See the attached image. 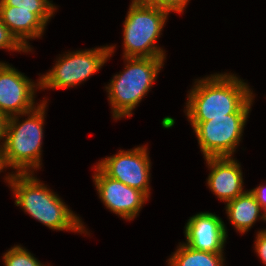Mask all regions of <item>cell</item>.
<instances>
[{"label":"cell","instance_id":"8992f818","mask_svg":"<svg viewBox=\"0 0 266 266\" xmlns=\"http://www.w3.org/2000/svg\"><path fill=\"white\" fill-rule=\"evenodd\" d=\"M116 46L67 52L57 59L55 66L40 76L39 89L71 88L95 74L114 53Z\"/></svg>","mask_w":266,"mask_h":266},{"label":"cell","instance_id":"277c9868","mask_svg":"<svg viewBox=\"0 0 266 266\" xmlns=\"http://www.w3.org/2000/svg\"><path fill=\"white\" fill-rule=\"evenodd\" d=\"M125 70L113 76L106 90L113 118L131 117L133 109L147 95L165 57H126Z\"/></svg>","mask_w":266,"mask_h":266},{"label":"cell","instance_id":"3957f363","mask_svg":"<svg viewBox=\"0 0 266 266\" xmlns=\"http://www.w3.org/2000/svg\"><path fill=\"white\" fill-rule=\"evenodd\" d=\"M46 103L43 100L26 112L28 117L22 122L20 114L8 117L3 155L6 166L16 169V173H34L41 167Z\"/></svg>","mask_w":266,"mask_h":266},{"label":"cell","instance_id":"2e32d148","mask_svg":"<svg viewBox=\"0 0 266 266\" xmlns=\"http://www.w3.org/2000/svg\"><path fill=\"white\" fill-rule=\"evenodd\" d=\"M0 6H13L15 9L32 10L46 25L57 9L49 0H0Z\"/></svg>","mask_w":266,"mask_h":266},{"label":"cell","instance_id":"ba28073f","mask_svg":"<svg viewBox=\"0 0 266 266\" xmlns=\"http://www.w3.org/2000/svg\"><path fill=\"white\" fill-rule=\"evenodd\" d=\"M147 149L144 145L127 151L120 150L98 162L97 166L110 178L142 191L149 198L151 163Z\"/></svg>","mask_w":266,"mask_h":266},{"label":"cell","instance_id":"9c48e42d","mask_svg":"<svg viewBox=\"0 0 266 266\" xmlns=\"http://www.w3.org/2000/svg\"><path fill=\"white\" fill-rule=\"evenodd\" d=\"M40 88L23 73L0 62V112L6 117L25 113L33 110L35 106V91Z\"/></svg>","mask_w":266,"mask_h":266},{"label":"cell","instance_id":"30bf717a","mask_svg":"<svg viewBox=\"0 0 266 266\" xmlns=\"http://www.w3.org/2000/svg\"><path fill=\"white\" fill-rule=\"evenodd\" d=\"M93 182L106 208L123 219H134L148 197L137 189L107 176L97 165Z\"/></svg>","mask_w":266,"mask_h":266},{"label":"cell","instance_id":"d4e9b609","mask_svg":"<svg viewBox=\"0 0 266 266\" xmlns=\"http://www.w3.org/2000/svg\"><path fill=\"white\" fill-rule=\"evenodd\" d=\"M264 221H266V212H264ZM263 231L266 232V229H264Z\"/></svg>","mask_w":266,"mask_h":266},{"label":"cell","instance_id":"8fae6325","mask_svg":"<svg viewBox=\"0 0 266 266\" xmlns=\"http://www.w3.org/2000/svg\"><path fill=\"white\" fill-rule=\"evenodd\" d=\"M185 237L188 246L195 250L223 252L227 240V229L216 214L200 212L188 219L185 224Z\"/></svg>","mask_w":266,"mask_h":266},{"label":"cell","instance_id":"7402d4cb","mask_svg":"<svg viewBox=\"0 0 266 266\" xmlns=\"http://www.w3.org/2000/svg\"><path fill=\"white\" fill-rule=\"evenodd\" d=\"M7 121L8 117H6L3 113L0 112V142L2 140V142L0 143V150H3L5 143Z\"/></svg>","mask_w":266,"mask_h":266},{"label":"cell","instance_id":"7a4b0ae2","mask_svg":"<svg viewBox=\"0 0 266 266\" xmlns=\"http://www.w3.org/2000/svg\"><path fill=\"white\" fill-rule=\"evenodd\" d=\"M33 174L9 173L5 177L15 196V205L52 230L87 233L82 220Z\"/></svg>","mask_w":266,"mask_h":266},{"label":"cell","instance_id":"4fadbf2b","mask_svg":"<svg viewBox=\"0 0 266 266\" xmlns=\"http://www.w3.org/2000/svg\"><path fill=\"white\" fill-rule=\"evenodd\" d=\"M0 18L28 52L32 48L27 40L40 38L47 26L32 10L15 9L13 6H0Z\"/></svg>","mask_w":266,"mask_h":266},{"label":"cell","instance_id":"cb8c5ba5","mask_svg":"<svg viewBox=\"0 0 266 266\" xmlns=\"http://www.w3.org/2000/svg\"><path fill=\"white\" fill-rule=\"evenodd\" d=\"M4 168L6 169L7 166L4 160L3 150H0V172H2Z\"/></svg>","mask_w":266,"mask_h":266},{"label":"cell","instance_id":"6da1fadb","mask_svg":"<svg viewBox=\"0 0 266 266\" xmlns=\"http://www.w3.org/2000/svg\"><path fill=\"white\" fill-rule=\"evenodd\" d=\"M188 94V121H209L235 112H250L254 94L247 83L231 73L196 79Z\"/></svg>","mask_w":266,"mask_h":266},{"label":"cell","instance_id":"44dd1931","mask_svg":"<svg viewBox=\"0 0 266 266\" xmlns=\"http://www.w3.org/2000/svg\"><path fill=\"white\" fill-rule=\"evenodd\" d=\"M250 191L254 194L262 210L266 212V185H259Z\"/></svg>","mask_w":266,"mask_h":266},{"label":"cell","instance_id":"5bb4252c","mask_svg":"<svg viewBox=\"0 0 266 266\" xmlns=\"http://www.w3.org/2000/svg\"><path fill=\"white\" fill-rule=\"evenodd\" d=\"M225 204L229 221L241 234L247 232L260 217L264 220V214L261 215L262 208L250 190Z\"/></svg>","mask_w":266,"mask_h":266},{"label":"cell","instance_id":"e0dca14e","mask_svg":"<svg viewBox=\"0 0 266 266\" xmlns=\"http://www.w3.org/2000/svg\"><path fill=\"white\" fill-rule=\"evenodd\" d=\"M4 266H46L20 245H14L3 255Z\"/></svg>","mask_w":266,"mask_h":266},{"label":"cell","instance_id":"7c38bea8","mask_svg":"<svg viewBox=\"0 0 266 266\" xmlns=\"http://www.w3.org/2000/svg\"><path fill=\"white\" fill-rule=\"evenodd\" d=\"M210 168L207 178L209 189L219 200L229 202L245 192L241 166L232 157L204 158Z\"/></svg>","mask_w":266,"mask_h":266},{"label":"cell","instance_id":"52a82bcc","mask_svg":"<svg viewBox=\"0 0 266 266\" xmlns=\"http://www.w3.org/2000/svg\"><path fill=\"white\" fill-rule=\"evenodd\" d=\"M249 112H235L209 121H189L207 157H232L241 141Z\"/></svg>","mask_w":266,"mask_h":266},{"label":"cell","instance_id":"ffe728a7","mask_svg":"<svg viewBox=\"0 0 266 266\" xmlns=\"http://www.w3.org/2000/svg\"><path fill=\"white\" fill-rule=\"evenodd\" d=\"M256 236L254 250L264 265H266V232L259 230Z\"/></svg>","mask_w":266,"mask_h":266},{"label":"cell","instance_id":"9a60e30c","mask_svg":"<svg viewBox=\"0 0 266 266\" xmlns=\"http://www.w3.org/2000/svg\"><path fill=\"white\" fill-rule=\"evenodd\" d=\"M223 254L195 250L185 243H180L167 261L169 266H224Z\"/></svg>","mask_w":266,"mask_h":266},{"label":"cell","instance_id":"d6986e66","mask_svg":"<svg viewBox=\"0 0 266 266\" xmlns=\"http://www.w3.org/2000/svg\"><path fill=\"white\" fill-rule=\"evenodd\" d=\"M189 0H159V8L167 12L182 13Z\"/></svg>","mask_w":266,"mask_h":266},{"label":"cell","instance_id":"ac0fdd59","mask_svg":"<svg viewBox=\"0 0 266 266\" xmlns=\"http://www.w3.org/2000/svg\"><path fill=\"white\" fill-rule=\"evenodd\" d=\"M0 48L1 49H8L9 51H18V52H27L26 50L18 41L17 39L11 34L9 29L3 23L0 18Z\"/></svg>","mask_w":266,"mask_h":266},{"label":"cell","instance_id":"5b68a950","mask_svg":"<svg viewBox=\"0 0 266 266\" xmlns=\"http://www.w3.org/2000/svg\"><path fill=\"white\" fill-rule=\"evenodd\" d=\"M168 15L158 6L130 5L123 22V58L166 57L156 41Z\"/></svg>","mask_w":266,"mask_h":266},{"label":"cell","instance_id":"603a6c76","mask_svg":"<svg viewBox=\"0 0 266 266\" xmlns=\"http://www.w3.org/2000/svg\"><path fill=\"white\" fill-rule=\"evenodd\" d=\"M131 5L158 6L159 0H132Z\"/></svg>","mask_w":266,"mask_h":266}]
</instances>
